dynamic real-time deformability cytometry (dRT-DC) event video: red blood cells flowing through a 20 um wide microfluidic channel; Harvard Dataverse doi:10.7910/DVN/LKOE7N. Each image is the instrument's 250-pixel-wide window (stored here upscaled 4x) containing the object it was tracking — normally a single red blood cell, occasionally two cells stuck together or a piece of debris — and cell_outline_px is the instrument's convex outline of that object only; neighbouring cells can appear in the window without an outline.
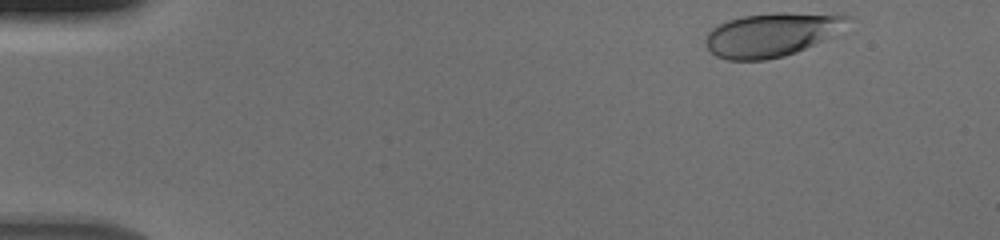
{"species": "human", "species_latin": "Homo sapiens", "temperature_condition": "cold", "stored_images_in_passage": 42, "camera_frame_rate_fps": 3000, "um_per_image_px": 0.085, "donor": {"sex": "male"}, "frame": {"image": 1, "passage_image": 2, "time_ms": 0.333, "image_size_px": [1000, 240], "cell_outline_px": [[852, 16], [836, 36], [796, 52], [784, 56], [764, 60], [728, 60], [716, 56], [708, 48], [704, 40], [708, 32], [712, 28], [728, 20], [744, 16], [776, 12], [840, 12]], "centroid_in_image_um": [65.69, 2.91], "position_along_channel_um": 19.3, "area_um2": 36.93}}
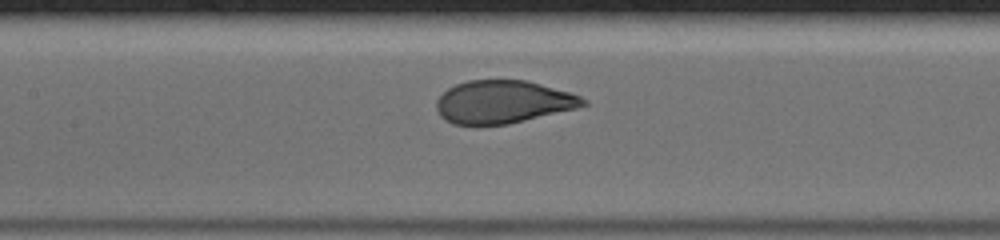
{"frame": {"image": 2, "passage_image": 22, "time_ms": 7.0, "image_size_px": [1000, 240], "cell_outline_px": [[588, 104], [576, 108], [508, 124], [476, 128], [452, 124], [444, 120], [440, 116], [436, 108], [436, 100], [448, 88], [456, 84], [468, 80], [524, 80], [540, 84], [568, 92], [580, 96], [588, 100]], "centroid_in_image_um": [42.68, 8.7], "position_along_channel_um": 164.7, "area_um2": 37.17}}
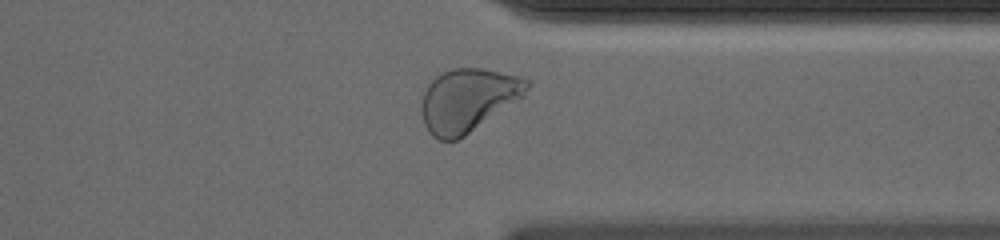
{"frame": {"image": 3, "passage_image": 38, "time_ms": 12.333, "image_size_px": [1000, 240], "cell_outline_px": [[532, 84], [524, 96], [464, 136], [456, 140], [440, 140], [432, 136], [428, 132], [424, 124], [420, 112], [420, 104], [424, 92], [428, 84], [436, 76], [452, 68], [480, 68], [520, 76], [532, 80]], "centroid_in_image_um": [39.77, 8.5], "position_along_channel_um": 371.6, "area_um2": 38.96}}